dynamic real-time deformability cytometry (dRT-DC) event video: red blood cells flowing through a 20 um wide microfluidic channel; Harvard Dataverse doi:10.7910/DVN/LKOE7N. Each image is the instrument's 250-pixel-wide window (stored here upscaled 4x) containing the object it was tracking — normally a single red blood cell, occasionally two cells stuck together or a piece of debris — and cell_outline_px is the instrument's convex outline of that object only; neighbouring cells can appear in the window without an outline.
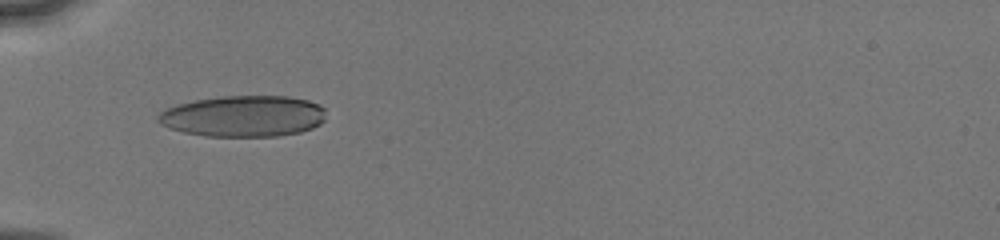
{"species": "human", "species_latin": "Homo sapiens", "temperature_condition": "cold", "stored_images_in_passage": 22, "camera_frame_rate_fps": 3000, "um_per_image_px": 0.085, "donor": {"sex": "male"}, "frame": {"image": 1, "passage_image": 6, "time_ms": 2.667, "image_size_px": [1000, 240], "cell_outline_px": [[324, 120], [320, 124], [312, 128], [300, 132], [276, 136], [204, 136], [184, 132], [168, 128], [160, 124], [156, 120], [156, 116], [164, 108], [176, 104], [196, 100], [220, 96], [288, 96], [308, 100], [320, 104], [324, 108]], "centroid_in_image_um": [20.65, 9.87], "position_along_channel_um": 64.3, "area_um2": 40.63}}
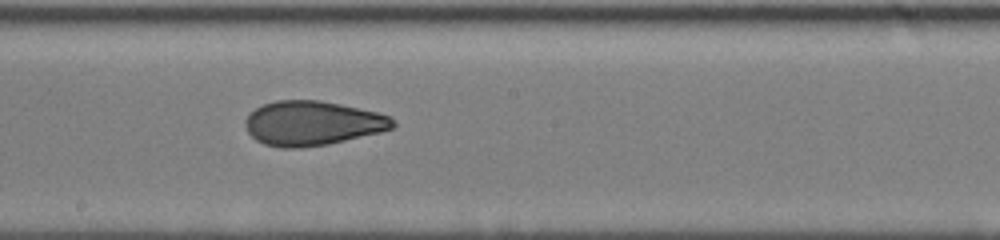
{"frame": {"image": 2, "passage_image": 12, "time_ms": 6.667, "image_size_px": [1000, 240], "cell_outline_px": [[396, 124], [392, 128], [380, 132], [328, 144], [300, 148], [280, 148], [264, 144], [256, 140], [248, 132], [244, 124], [244, 120], [256, 108], [264, 104], [276, 100], [320, 100], [340, 104], [376, 112], [388, 116]], "centroid_in_image_um": [26.52, 10.48], "position_along_channel_um": 221.7, "area_um2": 38.03}}
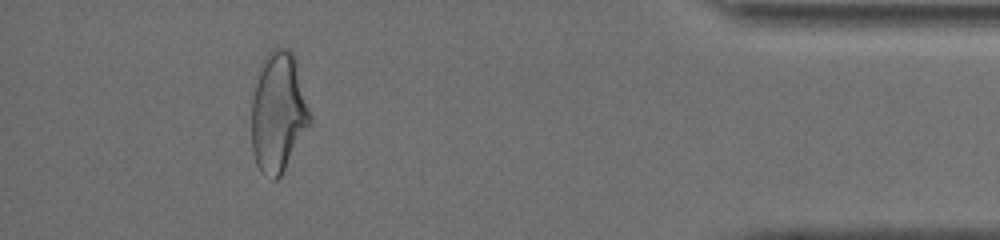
{"frame": {"image": 3, "passage_image": 20, "time_ms": 12.333, "image_size_px": [1000, 240], "cell_outline_px": [[312, 120], [280, 176], [276, 180], [272, 180], [264, 176], [260, 172], [256, 164], [252, 152], [252, 100], [256, 80], [260, 64], [264, 56], [272, 48], [288, 48], [292, 52], [296, 60], [312, 116]], "centroid_in_image_um": [23.64, 9.53], "position_along_channel_um": 411.6, "area_um2": 41.1}, "authors_computed_cell_mechanics": {"area_um2": 38.4081, "velocity_mm_per_s": 4.1152, "shape_relaxation_time_tau1_ms": 5.4572, "shape_relaxation_time_tau2_ms": 1.6241, "deformation_change_tau1": 0.1915, "deformation_change_tau2": 0.0852}}